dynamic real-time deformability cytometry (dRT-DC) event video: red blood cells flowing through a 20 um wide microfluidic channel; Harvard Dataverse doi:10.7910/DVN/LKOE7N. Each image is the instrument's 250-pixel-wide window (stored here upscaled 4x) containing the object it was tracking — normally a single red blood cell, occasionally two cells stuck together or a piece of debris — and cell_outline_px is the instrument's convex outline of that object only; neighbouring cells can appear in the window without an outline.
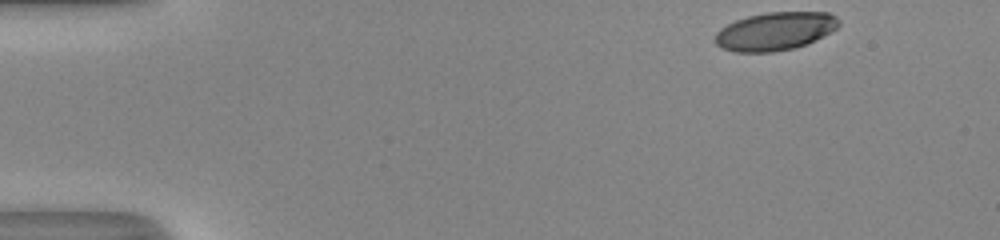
{"species": "human", "species_latin": "Homo sapiens", "temperature_condition": "room temperature", "stored_images_in_passage": 39, "camera_frame_rate_fps": 3000, "um_per_image_px": 0.085, "donor": {"sex": "male"}, "frame": {"image": 1, "passage_image": 1, "time_ms": 0.0, "image_size_px": [1000, 240], "cell_outline_px": [[840, 24], [836, 28], [816, 40], [808, 44], [796, 48], [772, 52], [736, 52], [720, 48], [716, 44], [716, 32], [720, 28], [736, 20], [748, 16], [768, 12], [828, 12], [836, 16], [840, 20]], "centroid_in_image_um": [65.9, 2.66], "position_along_channel_um": 19.1, "area_um2": 27.63}}
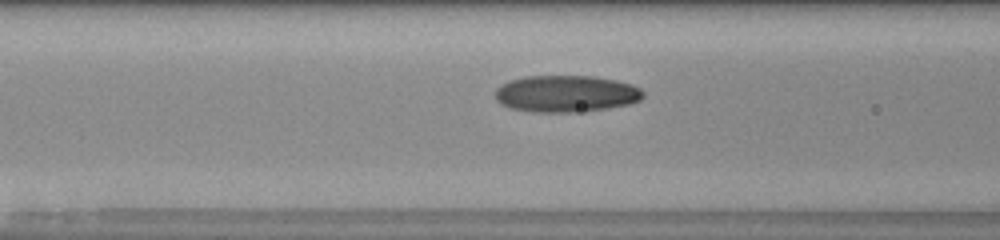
{"frame": {"image": 2, "passage_image": 17, "time_ms": 5.333, "image_size_px": [1000, 240], "cell_outline_px": [[644, 96], [640, 100], [628, 104], [608, 108], [572, 112], [532, 112], [508, 108], [500, 104], [496, 100], [496, 88], [500, 84], [508, 80], [524, 76], [592, 76], [616, 80], [632, 84], [640, 88], [644, 92]], "centroid_in_image_um": [48.08, 7.96], "position_along_channel_um": 118.5, "area_um2": 31.96}}
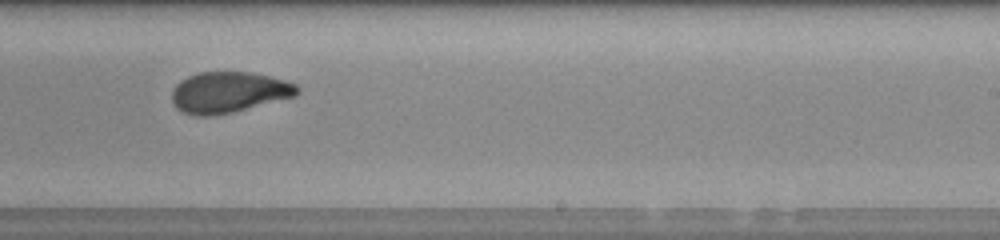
{"frame": {"image": 3, "passage_image": 28, "time_ms": 9.0, "image_size_px": [1000, 240], "cell_outline_px": [[300, 92], [296, 96], [232, 112], [212, 116], [196, 116], [184, 112], [176, 108], [172, 104], [172, 88], [180, 80], [188, 76], [200, 72], [252, 72], [284, 80], [296, 84], [300, 88]], "centroid_in_image_um": [19.42, 7.84], "position_along_channel_um": 269.6, "area_um2": 30.0}, "authors_computed_cell_mechanics": {"area_um2": 30.2872, "velocity_mm_per_s": 4.1325, "shape_relaxation_time_tau1_ms": null, "shape_relaxation_time_tau2_ms": 1.202, "deformation_change_tau1": null, "deformation_change_tau2": 0.0666}}